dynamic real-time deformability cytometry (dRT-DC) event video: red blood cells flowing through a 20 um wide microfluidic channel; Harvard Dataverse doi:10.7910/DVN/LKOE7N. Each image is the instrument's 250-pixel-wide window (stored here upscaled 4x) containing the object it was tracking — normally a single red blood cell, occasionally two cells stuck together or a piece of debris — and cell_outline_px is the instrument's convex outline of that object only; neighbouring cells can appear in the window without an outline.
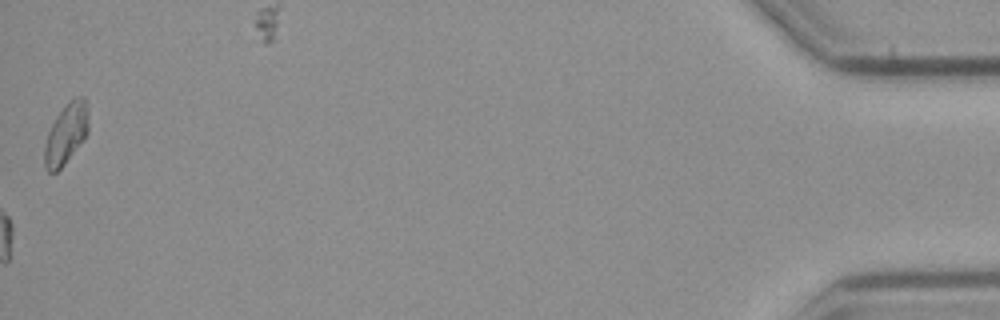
{"species": "common noctule bat (a hibernating species)", "species_latin": "Nyctalus noctula", "temperature_condition": "cold", "stored_images_in_passage": 56, "camera_frame_rate_fps": 3000, "um_per_image_px": 0.085, "animal": {"sex": "male", "body_mass_g": 23.1, "forearm_length_mm": 52.7}, "frame": {"image": 1, "passage_image": 56, "time_ms": 18.333, "image_size_px": [1000, 320], "cell_outline_px": [[88, 132], [84, 140], [64, 164], [56, 172], [48, 172], [44, 168], [44, 148], [48, 132], [56, 116], [68, 100], [72, 96], [84, 96], [88, 112]], "centroid_in_image_um": [5.62, 11.35], "position_along_channel_um": 429.6, "area_um2": 15.72}, "authors_computed_cell_mechanics": {"area_um2": 17.7446, "velocity_mm_per_s": 3.7543, "shape_relaxation_time_tau1_ms": null, "shape_relaxation_time_tau2_ms": 11.1707, "deformation_change_tau1": null, "deformation_change_tau2": 0.1874}}